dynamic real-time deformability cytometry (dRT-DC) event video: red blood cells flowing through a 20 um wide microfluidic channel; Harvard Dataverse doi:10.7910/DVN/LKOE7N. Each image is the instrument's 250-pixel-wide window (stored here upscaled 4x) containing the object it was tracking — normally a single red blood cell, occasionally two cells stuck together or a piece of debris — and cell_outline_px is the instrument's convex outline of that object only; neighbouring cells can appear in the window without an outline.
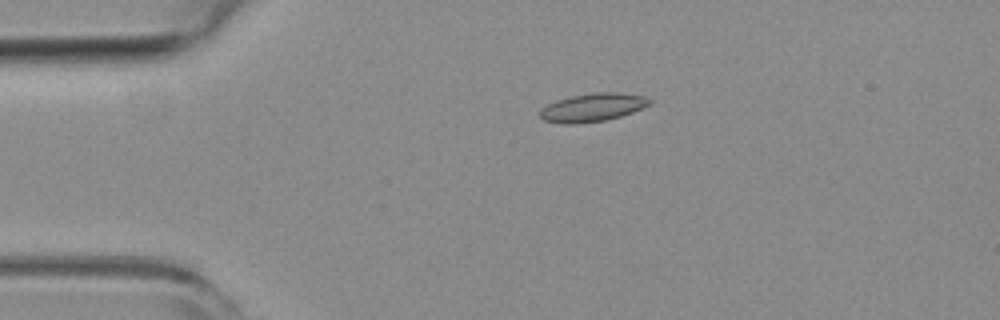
{"species": "common noctule bat (a hibernating species)", "species_latin": "Nyctalus noctula", "temperature_condition": "room temperature", "stored_images_in_passage": 49, "camera_frame_rate_fps": 3000, "um_per_image_px": 0.085, "animal": {"sex": "female", "body_mass_g": 19.3, "forearm_length_mm": 54.1}, "frame": {"image": 1, "passage_image": 6, "time_ms": 1.667, "image_size_px": [1000, 320], "cell_outline_px": [[652, 104], [632, 112], [608, 120], [572, 124], [564, 124], [544, 120], [540, 116], [540, 108], [556, 100], [572, 96], [592, 92], [620, 92], [644, 96], [652, 100]], "centroid_in_image_um": [50.39, 9.12], "position_along_channel_um": 34.6, "area_um2": 18.15}}
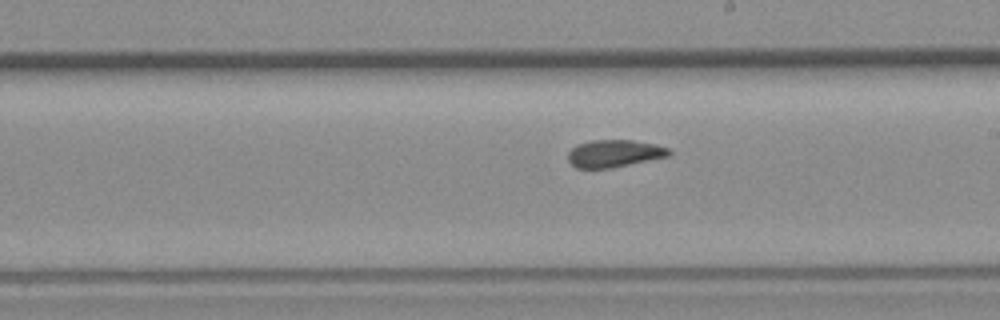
{"frame": {"image": 2, "passage_image": 25, "time_ms": 8.0, "image_size_px": [1000, 320], "cell_outline_px": [[672, 152], [668, 156], [612, 168], [576, 168], [568, 160], [568, 152], [576, 144], [592, 140], [632, 140], [656, 144], [668, 148]], "centroid_in_image_um": [52.2, 13.04], "position_along_channel_um": 236.8, "area_um2": 16.13}}
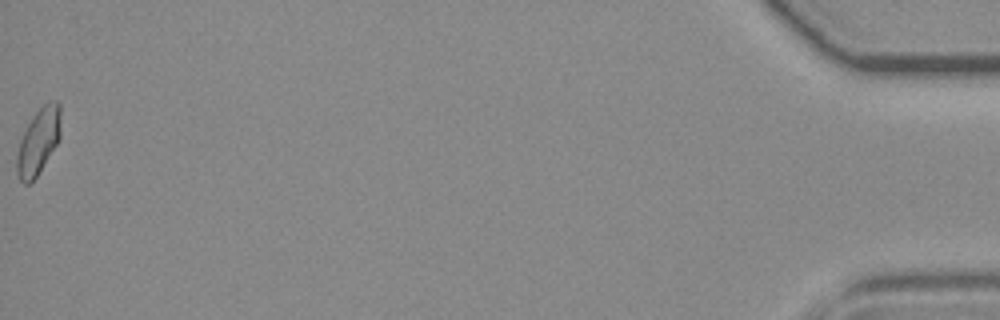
{"frame": {"image": 3, "passage_image": 49, "time_ms": 16.0, "image_size_px": [1000, 320], "cell_outline_px": [[60, 140], [36, 176], [28, 184], [24, 184], [16, 176], [16, 156], [20, 140], [28, 124], [36, 112], [48, 100], [56, 100], [60, 104]], "centroid_in_image_um": [3.26, 12.01], "position_along_channel_um": 431.9, "area_um2": 16.88}, "authors_computed_cell_mechanics": {"area_um2": 16.762, "velocity_mm_per_s": 3.7913, "shape_relaxation_time_tau1_ms": null, "shape_relaxation_time_tau2_ms": 2.4546, "deformation_change_tau1": null, "deformation_change_tau2": 0.0731}}